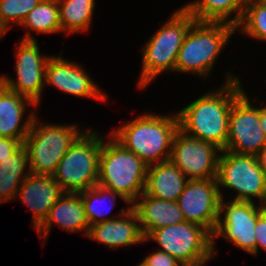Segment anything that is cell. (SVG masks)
Segmentation results:
<instances>
[{"mask_svg":"<svg viewBox=\"0 0 266 266\" xmlns=\"http://www.w3.org/2000/svg\"><path fill=\"white\" fill-rule=\"evenodd\" d=\"M6 33L0 28V38L4 37Z\"/></svg>","mask_w":266,"mask_h":266,"instance_id":"35","label":"cell"},{"mask_svg":"<svg viewBox=\"0 0 266 266\" xmlns=\"http://www.w3.org/2000/svg\"><path fill=\"white\" fill-rule=\"evenodd\" d=\"M28 164L29 159L24 146L0 163V203L16 198L19 187L31 174L30 170L24 174Z\"/></svg>","mask_w":266,"mask_h":266,"instance_id":"23","label":"cell"},{"mask_svg":"<svg viewBox=\"0 0 266 266\" xmlns=\"http://www.w3.org/2000/svg\"><path fill=\"white\" fill-rule=\"evenodd\" d=\"M235 28L236 31L241 28L242 32L250 37L266 41V2L263 0L248 2Z\"/></svg>","mask_w":266,"mask_h":266,"instance_id":"27","label":"cell"},{"mask_svg":"<svg viewBox=\"0 0 266 266\" xmlns=\"http://www.w3.org/2000/svg\"><path fill=\"white\" fill-rule=\"evenodd\" d=\"M214 257L215 255H201L190 260L178 261L176 266H203Z\"/></svg>","mask_w":266,"mask_h":266,"instance_id":"32","label":"cell"},{"mask_svg":"<svg viewBox=\"0 0 266 266\" xmlns=\"http://www.w3.org/2000/svg\"><path fill=\"white\" fill-rule=\"evenodd\" d=\"M36 106L30 99L19 95L0 82V136L24 142L27 137L34 113L21 123L26 106ZM21 124V125H20Z\"/></svg>","mask_w":266,"mask_h":266,"instance_id":"18","label":"cell"},{"mask_svg":"<svg viewBox=\"0 0 266 266\" xmlns=\"http://www.w3.org/2000/svg\"><path fill=\"white\" fill-rule=\"evenodd\" d=\"M265 211L263 205L259 207L254 202L234 201L224 203L220 200L218 223L212 234V245L216 237L224 236L236 247L256 255L255 227L258 217ZM221 214H224L221 218Z\"/></svg>","mask_w":266,"mask_h":266,"instance_id":"10","label":"cell"},{"mask_svg":"<svg viewBox=\"0 0 266 266\" xmlns=\"http://www.w3.org/2000/svg\"><path fill=\"white\" fill-rule=\"evenodd\" d=\"M227 81L215 92L205 93L177 114L179 130L188 136L225 150L229 116L233 102L244 92L238 77L227 74Z\"/></svg>","mask_w":266,"mask_h":266,"instance_id":"1","label":"cell"},{"mask_svg":"<svg viewBox=\"0 0 266 266\" xmlns=\"http://www.w3.org/2000/svg\"><path fill=\"white\" fill-rule=\"evenodd\" d=\"M235 31V26L226 22L195 21L178 52L175 71L207 77Z\"/></svg>","mask_w":266,"mask_h":266,"instance_id":"4","label":"cell"},{"mask_svg":"<svg viewBox=\"0 0 266 266\" xmlns=\"http://www.w3.org/2000/svg\"><path fill=\"white\" fill-rule=\"evenodd\" d=\"M121 218L90 226L88 238L104 243L109 248L133 245L145 241L136 212L130 207L121 209ZM124 216V217H123ZM138 222V223H137Z\"/></svg>","mask_w":266,"mask_h":266,"instance_id":"17","label":"cell"},{"mask_svg":"<svg viewBox=\"0 0 266 266\" xmlns=\"http://www.w3.org/2000/svg\"><path fill=\"white\" fill-rule=\"evenodd\" d=\"M36 39L29 31L16 50V82L8 76H0V82L7 88L39 105L45 86L46 67L50 56H42Z\"/></svg>","mask_w":266,"mask_h":266,"instance_id":"9","label":"cell"},{"mask_svg":"<svg viewBox=\"0 0 266 266\" xmlns=\"http://www.w3.org/2000/svg\"><path fill=\"white\" fill-rule=\"evenodd\" d=\"M33 118L23 146L29 159V170L33 175L52 176L62 157L83 133L72 125H38ZM37 123V125H36Z\"/></svg>","mask_w":266,"mask_h":266,"instance_id":"7","label":"cell"},{"mask_svg":"<svg viewBox=\"0 0 266 266\" xmlns=\"http://www.w3.org/2000/svg\"><path fill=\"white\" fill-rule=\"evenodd\" d=\"M259 165L262 167V169L266 173V144L263 146V148L259 151V153L256 155Z\"/></svg>","mask_w":266,"mask_h":266,"instance_id":"33","label":"cell"},{"mask_svg":"<svg viewBox=\"0 0 266 266\" xmlns=\"http://www.w3.org/2000/svg\"><path fill=\"white\" fill-rule=\"evenodd\" d=\"M102 143L96 131L84 129L70 146L52 175L64 192L80 193L98 185Z\"/></svg>","mask_w":266,"mask_h":266,"instance_id":"6","label":"cell"},{"mask_svg":"<svg viewBox=\"0 0 266 266\" xmlns=\"http://www.w3.org/2000/svg\"><path fill=\"white\" fill-rule=\"evenodd\" d=\"M23 143L19 140L0 136V163L16 153Z\"/></svg>","mask_w":266,"mask_h":266,"instance_id":"29","label":"cell"},{"mask_svg":"<svg viewBox=\"0 0 266 266\" xmlns=\"http://www.w3.org/2000/svg\"><path fill=\"white\" fill-rule=\"evenodd\" d=\"M63 193L52 176L30 174L19 187L16 198H20L29 206L34 218V228L37 229Z\"/></svg>","mask_w":266,"mask_h":266,"instance_id":"16","label":"cell"},{"mask_svg":"<svg viewBox=\"0 0 266 266\" xmlns=\"http://www.w3.org/2000/svg\"><path fill=\"white\" fill-rule=\"evenodd\" d=\"M131 208L136 212L144 238L153 230L185 222L177 201L158 199L145 194Z\"/></svg>","mask_w":266,"mask_h":266,"instance_id":"20","label":"cell"},{"mask_svg":"<svg viewBox=\"0 0 266 266\" xmlns=\"http://www.w3.org/2000/svg\"><path fill=\"white\" fill-rule=\"evenodd\" d=\"M178 130L177 114L170 116L144 114L110 135L125 149L151 165L170 159L173 139Z\"/></svg>","mask_w":266,"mask_h":266,"instance_id":"2","label":"cell"},{"mask_svg":"<svg viewBox=\"0 0 266 266\" xmlns=\"http://www.w3.org/2000/svg\"><path fill=\"white\" fill-rule=\"evenodd\" d=\"M77 63L69 62L62 56H51L46 67L45 85L53 87L77 97H90L103 100L108 99L101 93L98 86L87 75L86 71Z\"/></svg>","mask_w":266,"mask_h":266,"instance_id":"15","label":"cell"},{"mask_svg":"<svg viewBox=\"0 0 266 266\" xmlns=\"http://www.w3.org/2000/svg\"><path fill=\"white\" fill-rule=\"evenodd\" d=\"M222 192L217 179L188 180L177 203L185 221L199 224L211 234L214 233L219 218Z\"/></svg>","mask_w":266,"mask_h":266,"instance_id":"14","label":"cell"},{"mask_svg":"<svg viewBox=\"0 0 266 266\" xmlns=\"http://www.w3.org/2000/svg\"><path fill=\"white\" fill-rule=\"evenodd\" d=\"M109 137L101 146L98 185L121 194L133 204L144 192L148 164Z\"/></svg>","mask_w":266,"mask_h":266,"instance_id":"3","label":"cell"},{"mask_svg":"<svg viewBox=\"0 0 266 266\" xmlns=\"http://www.w3.org/2000/svg\"><path fill=\"white\" fill-rule=\"evenodd\" d=\"M80 194H81V198L83 201L84 210H85V214L87 217V221L89 223V227L99 222L115 219V218H105L104 217L105 212H103L102 209L100 210V206L98 204L95 205L96 203H101L100 205L105 204L104 200L106 198L109 199L111 197V200H112L111 203L113 204V205L111 204V207H114V204L116 203V197L118 196V197H121V199L126 201L131 206V204L121 194L105 189L104 187H101L100 185H95L92 188H89L85 191L80 192ZM111 209L112 208H110V210ZM100 216L103 218H101Z\"/></svg>","mask_w":266,"mask_h":266,"instance_id":"26","label":"cell"},{"mask_svg":"<svg viewBox=\"0 0 266 266\" xmlns=\"http://www.w3.org/2000/svg\"><path fill=\"white\" fill-rule=\"evenodd\" d=\"M222 152L209 142L186 135L181 130L175 133L170 161L176 165L189 180L214 179Z\"/></svg>","mask_w":266,"mask_h":266,"instance_id":"12","label":"cell"},{"mask_svg":"<svg viewBox=\"0 0 266 266\" xmlns=\"http://www.w3.org/2000/svg\"><path fill=\"white\" fill-rule=\"evenodd\" d=\"M21 26L43 34L62 32L59 21L58 1L42 0L27 14Z\"/></svg>","mask_w":266,"mask_h":266,"instance_id":"25","label":"cell"},{"mask_svg":"<svg viewBox=\"0 0 266 266\" xmlns=\"http://www.w3.org/2000/svg\"><path fill=\"white\" fill-rule=\"evenodd\" d=\"M53 222L69 232L84 230L86 236H88L90 227L80 193H63L59 200L50 208L47 218L36 229L37 233L40 234V238H47Z\"/></svg>","mask_w":266,"mask_h":266,"instance_id":"19","label":"cell"},{"mask_svg":"<svg viewBox=\"0 0 266 266\" xmlns=\"http://www.w3.org/2000/svg\"><path fill=\"white\" fill-rule=\"evenodd\" d=\"M138 266H149L144 260Z\"/></svg>","mask_w":266,"mask_h":266,"instance_id":"36","label":"cell"},{"mask_svg":"<svg viewBox=\"0 0 266 266\" xmlns=\"http://www.w3.org/2000/svg\"><path fill=\"white\" fill-rule=\"evenodd\" d=\"M195 18L181 7L172 14L168 22L147 41L143 51L140 88H145L151 80L164 71H175L178 52Z\"/></svg>","mask_w":266,"mask_h":266,"instance_id":"5","label":"cell"},{"mask_svg":"<svg viewBox=\"0 0 266 266\" xmlns=\"http://www.w3.org/2000/svg\"><path fill=\"white\" fill-rule=\"evenodd\" d=\"M62 31L72 34L87 31L92 21L94 0H57Z\"/></svg>","mask_w":266,"mask_h":266,"instance_id":"24","label":"cell"},{"mask_svg":"<svg viewBox=\"0 0 266 266\" xmlns=\"http://www.w3.org/2000/svg\"><path fill=\"white\" fill-rule=\"evenodd\" d=\"M170 160L148 165L144 193L162 200L177 201L189 180Z\"/></svg>","mask_w":266,"mask_h":266,"instance_id":"21","label":"cell"},{"mask_svg":"<svg viewBox=\"0 0 266 266\" xmlns=\"http://www.w3.org/2000/svg\"><path fill=\"white\" fill-rule=\"evenodd\" d=\"M42 0H0V28L7 33L10 23L20 24Z\"/></svg>","mask_w":266,"mask_h":266,"instance_id":"28","label":"cell"},{"mask_svg":"<svg viewBox=\"0 0 266 266\" xmlns=\"http://www.w3.org/2000/svg\"><path fill=\"white\" fill-rule=\"evenodd\" d=\"M256 238V254L258 247L266 251V211H264L259 217L255 227Z\"/></svg>","mask_w":266,"mask_h":266,"instance_id":"31","label":"cell"},{"mask_svg":"<svg viewBox=\"0 0 266 266\" xmlns=\"http://www.w3.org/2000/svg\"><path fill=\"white\" fill-rule=\"evenodd\" d=\"M247 3L246 0H196L183 7L198 22H226L236 27ZM233 13L236 16L227 21Z\"/></svg>","mask_w":266,"mask_h":266,"instance_id":"22","label":"cell"},{"mask_svg":"<svg viewBox=\"0 0 266 266\" xmlns=\"http://www.w3.org/2000/svg\"><path fill=\"white\" fill-rule=\"evenodd\" d=\"M144 261L149 266H176L178 261L163 251H157L145 257Z\"/></svg>","mask_w":266,"mask_h":266,"instance_id":"30","label":"cell"},{"mask_svg":"<svg viewBox=\"0 0 266 266\" xmlns=\"http://www.w3.org/2000/svg\"><path fill=\"white\" fill-rule=\"evenodd\" d=\"M145 241L154 239L160 251L177 261L190 260L201 255H216L212 245V234L203 226L193 222H181L151 231Z\"/></svg>","mask_w":266,"mask_h":266,"instance_id":"11","label":"cell"},{"mask_svg":"<svg viewBox=\"0 0 266 266\" xmlns=\"http://www.w3.org/2000/svg\"><path fill=\"white\" fill-rule=\"evenodd\" d=\"M260 125L266 137V107H260Z\"/></svg>","mask_w":266,"mask_h":266,"instance_id":"34","label":"cell"},{"mask_svg":"<svg viewBox=\"0 0 266 266\" xmlns=\"http://www.w3.org/2000/svg\"><path fill=\"white\" fill-rule=\"evenodd\" d=\"M222 154V155H221ZM217 168L218 187L235 190L234 201L254 202L253 197L266 203V173L254 155L223 150Z\"/></svg>","mask_w":266,"mask_h":266,"instance_id":"8","label":"cell"},{"mask_svg":"<svg viewBox=\"0 0 266 266\" xmlns=\"http://www.w3.org/2000/svg\"><path fill=\"white\" fill-rule=\"evenodd\" d=\"M225 150L256 156L266 144L260 125V108H253L243 92L231 108Z\"/></svg>","mask_w":266,"mask_h":266,"instance_id":"13","label":"cell"}]
</instances>
